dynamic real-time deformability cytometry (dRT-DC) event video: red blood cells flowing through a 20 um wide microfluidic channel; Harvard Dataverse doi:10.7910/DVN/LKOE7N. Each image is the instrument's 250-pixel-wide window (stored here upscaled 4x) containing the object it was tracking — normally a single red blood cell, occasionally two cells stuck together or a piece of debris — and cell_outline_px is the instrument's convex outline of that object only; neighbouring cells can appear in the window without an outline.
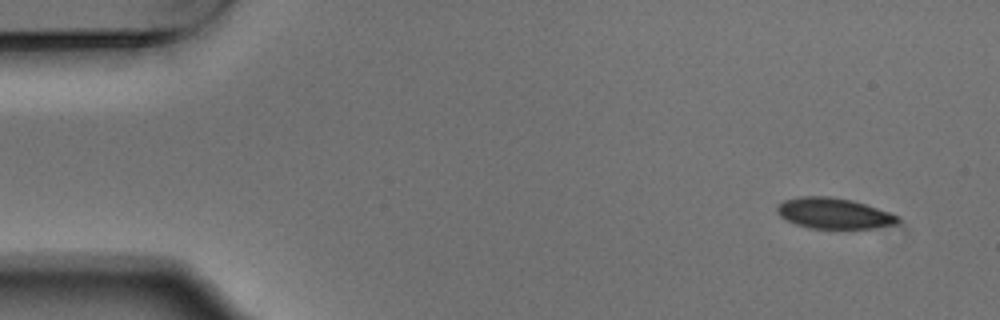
{"species": "Egyptian fruit bat (a non-hibernating species)", "species_latin": "Rousettus aegyptiacus", "temperature_condition": "warm", "stored_images_in_passage": 6, "camera_frame_rate_fps": 3000, "um_per_image_px": 0.085, "animal": {"sex": "male"}, "frame": {"image": 1, "passage_image": 1, "time_ms": 0.0, "image_size_px": [1000, 320], "cell_outline_px": [[900, 220], [896, 224], [872, 228], [808, 228], [796, 224], [780, 216], [776, 208], [784, 200], [800, 196], [828, 196], [852, 200], [888, 212], [896, 216]], "centroid_in_image_um": [70.84, 18.13], "position_along_channel_um": 14.2, "area_um2": 21.27}}
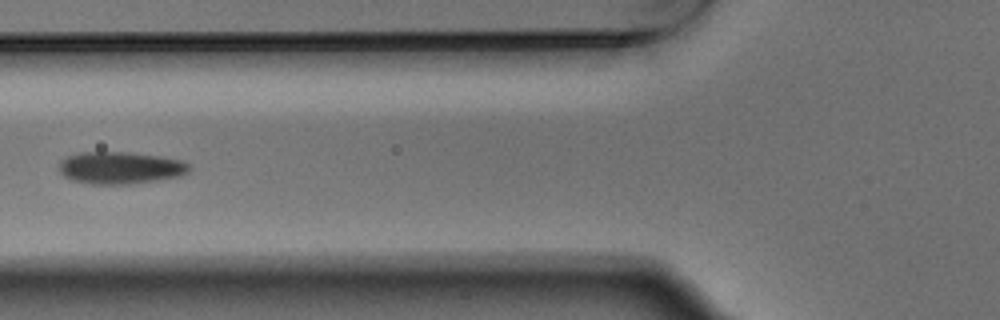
{"frame": {"image": 2, "passage_image": 5, "time_ms": 1.333, "image_size_px": [1000, 320], "cell_outline_px": [[192, 168], [188, 172], [180, 176], [156, 180], [128, 184], [88, 184], [72, 180], [64, 176], [60, 172], [60, 160], [68, 156], [80, 152], [128, 152], [160, 156], [184, 160]], "centroid_in_image_um": [10.24, 14.26], "position_along_channel_um": 115.6, "area_um2": 24.51}}
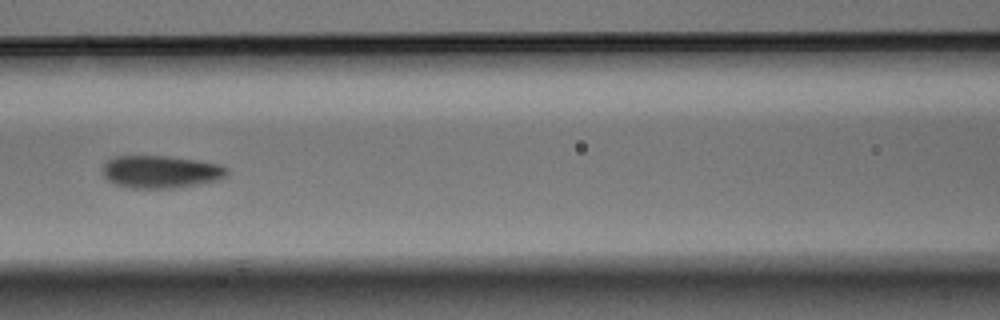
{"frame": {"image": 3, "passage_image": 6, "time_ms": 1.667, "image_size_px": [1000, 320], "cell_outline_px": [[228, 176], [220, 180], [172, 188], [128, 188], [116, 184], [108, 180], [100, 172], [104, 164], [108, 160], [116, 156], [168, 156], [196, 160], [220, 164], [228, 168]], "centroid_in_image_um": [13.67, 14.6], "position_along_channel_um": 152.9, "area_um2": 23.76}}